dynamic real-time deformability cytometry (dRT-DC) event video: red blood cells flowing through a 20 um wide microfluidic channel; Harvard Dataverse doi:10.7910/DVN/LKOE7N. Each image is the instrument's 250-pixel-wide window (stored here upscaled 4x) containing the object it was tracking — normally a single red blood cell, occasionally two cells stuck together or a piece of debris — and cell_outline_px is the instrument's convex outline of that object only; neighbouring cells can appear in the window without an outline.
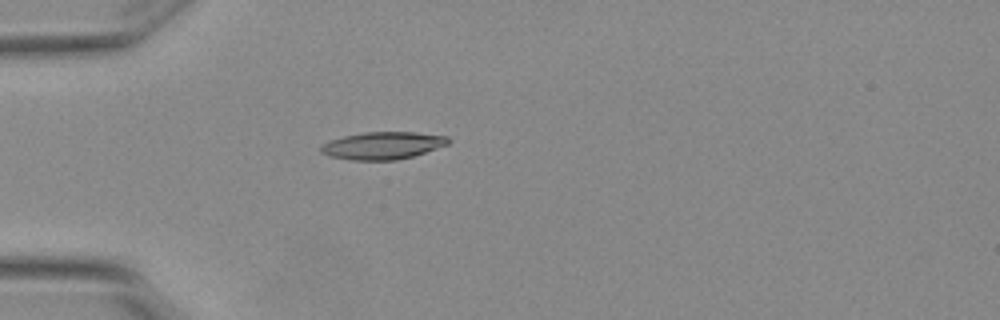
{"species": "Egyptian fruit bat (a non-hibernating species)", "species_latin": "Rousettus aegyptiacus", "temperature_condition": "warm", "stored_images_in_passage": 2, "camera_frame_rate_fps": 3000, "um_per_image_px": 0.085, "animal": {"sex": "female"}, "frame": {"image": 1, "passage_image": 1, "time_ms": 0.0, "image_size_px": [1000, 320], "cell_outline_px": [[452, 140], [448, 144], [412, 156], [396, 160], [352, 160], [328, 156], [320, 152], [320, 148], [324, 144], [332, 140], [344, 136], [364, 132], [416, 132], [448, 136]], "centroid_in_image_um": [32.55, 12.37], "position_along_channel_um": 52.5, "area_um2": 20.23}}